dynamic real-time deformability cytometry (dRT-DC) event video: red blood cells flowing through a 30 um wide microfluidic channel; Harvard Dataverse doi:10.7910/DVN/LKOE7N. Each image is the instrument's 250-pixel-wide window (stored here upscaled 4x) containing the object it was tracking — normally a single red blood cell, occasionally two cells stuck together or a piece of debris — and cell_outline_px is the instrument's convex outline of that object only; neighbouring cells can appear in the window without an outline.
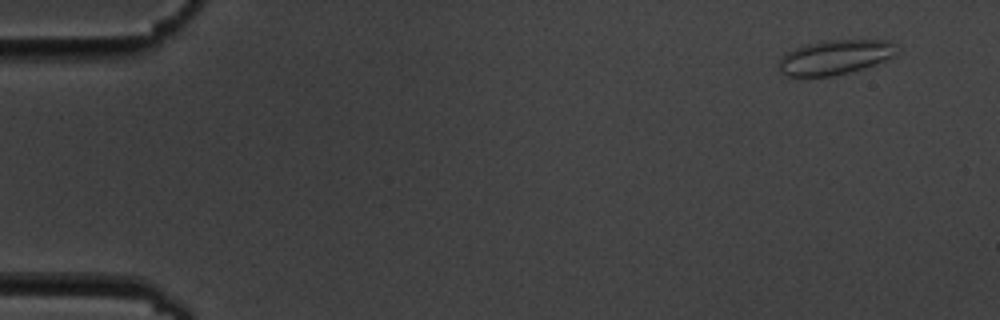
{"species": "common noctule bat (a hibernating species)", "species_latin": "Nyctalus noctula", "temperature_condition": "cold", "stored_images_in_passage": 5, "camera_frame_rate_fps": 3000, "um_per_image_px": 0.085, "animal": {"sex": "male", "body_mass_g": 19.5, "forearm_length_mm": 54.6}, "frame": {"image": 1, "passage_image": 1, "time_ms": 0.0, "image_size_px": [1000, 320], "cell_outline_px": [[892, 56], [876, 64], [864, 68], [832, 76], [784, 76], [780, 72], [780, 60], [788, 52], [804, 44], [824, 40], [888, 40], [892, 44]], "centroid_in_image_um": [70.91, 4.87], "position_along_channel_um": 14.1, "area_um2": 23.24}}
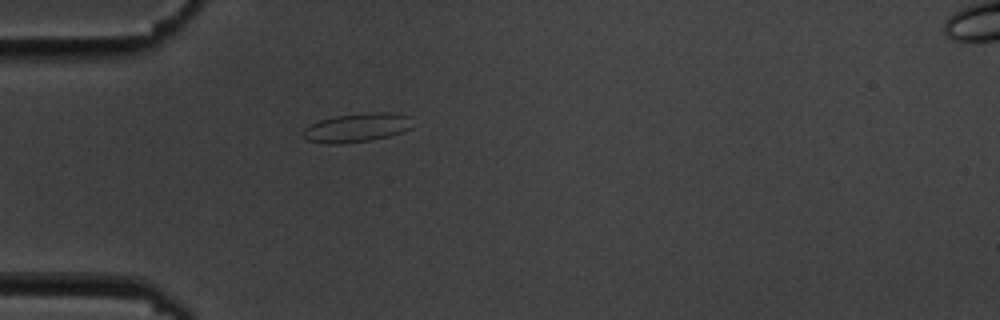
{"frame": {"image": 2, "passage_image": 5, "time_ms": 4.333, "image_size_px": [1000, 320], "cell_outline_px": [[412, 128], [388, 136], [372, 140], [340, 144], [324, 144], [308, 140], [300, 136], [300, 132], [304, 128], [320, 120], [336, 116], [368, 112], [384, 112], [408, 116]], "centroid_in_image_um": [30.25, 10.87], "position_along_channel_um": 54.8, "area_um2": 18.38}}